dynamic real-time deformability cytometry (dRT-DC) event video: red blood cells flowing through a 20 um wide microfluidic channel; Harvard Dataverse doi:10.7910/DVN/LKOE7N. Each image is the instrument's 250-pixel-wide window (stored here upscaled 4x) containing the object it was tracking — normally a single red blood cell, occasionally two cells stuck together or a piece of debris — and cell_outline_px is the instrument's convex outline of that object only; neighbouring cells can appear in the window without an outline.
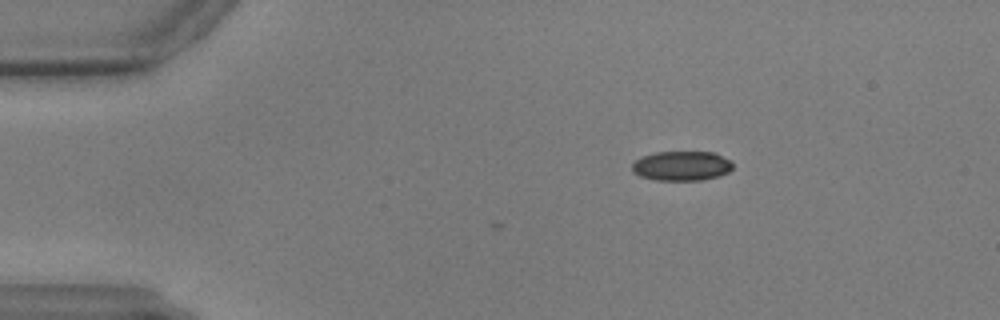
{"species": "common noctule bat (a hibernating species)", "species_latin": "Nyctalus noctula", "temperature_condition": "warm", "stored_images_in_passage": 3, "camera_frame_rate_fps": 3000, "um_per_image_px": 0.085, "animal": {"sex": "male", "body_mass_g": 17.9, "forearm_length_mm": 54.2}, "frame": {"image": 1, "passage_image": 1, "time_ms": 0.0, "image_size_px": [1000, 320], "cell_outline_px": [[732, 168], [728, 172], [720, 176], [704, 180], [656, 180], [640, 176], [632, 172], [632, 164], [640, 156], [656, 152], [716, 152], [732, 160]], "centroid_in_image_um": [57.96, 14.09], "position_along_channel_um": 27.0, "area_um2": 17.63}}